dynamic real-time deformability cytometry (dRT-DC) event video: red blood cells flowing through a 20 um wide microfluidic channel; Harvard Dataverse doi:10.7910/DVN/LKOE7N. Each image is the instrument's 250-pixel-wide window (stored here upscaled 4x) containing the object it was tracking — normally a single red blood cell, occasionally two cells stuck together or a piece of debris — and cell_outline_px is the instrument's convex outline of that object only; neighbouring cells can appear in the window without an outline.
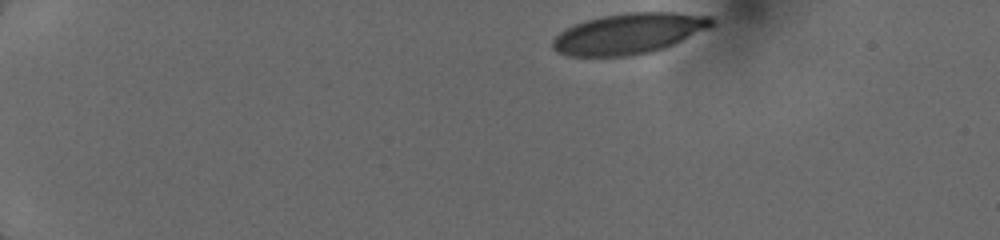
{"species": "human", "species_latin": "Homo sapiens", "temperature_condition": "cold", "stored_images_in_passage": 37, "camera_frame_rate_fps": 3000, "um_per_image_px": 0.085, "donor": {"sex": "female"}, "frame": {"image": 1, "passage_image": 1, "time_ms": 0.0, "image_size_px": [1000, 240], "cell_outline_px": [[716, 24], [708, 28], [664, 48], [652, 52], [628, 56], [568, 56], [556, 52], [552, 48], [552, 40], [564, 28], [584, 20], [600, 16], [624, 12], [676, 12], [712, 16], [716, 20]], "centroid_in_image_um": [53.44, 2.84], "position_along_channel_um": 31.6, "area_um2": 38.09}}
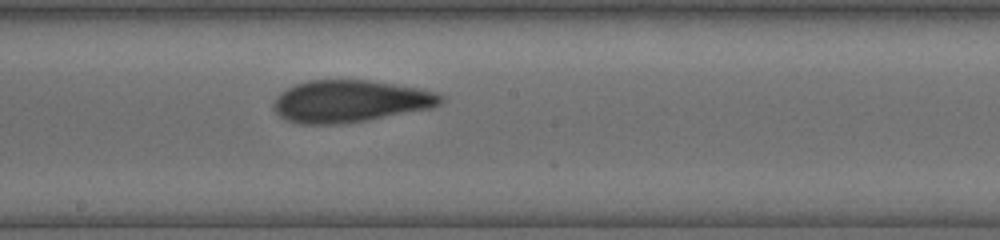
{"frame": {"image": 2, "passage_image": 19, "time_ms": 7.0, "image_size_px": [1000, 240], "cell_outline_px": [[444, 100], [440, 104], [432, 108], [368, 120], [340, 124], [300, 124], [288, 120], [280, 116], [272, 108], [272, 100], [280, 92], [296, 84], [308, 80], [368, 80], [424, 88], [440, 92], [444, 96]], "centroid_in_image_um": [29.8, 8.6], "position_along_channel_um": 218.4, "area_um2": 41.56}}
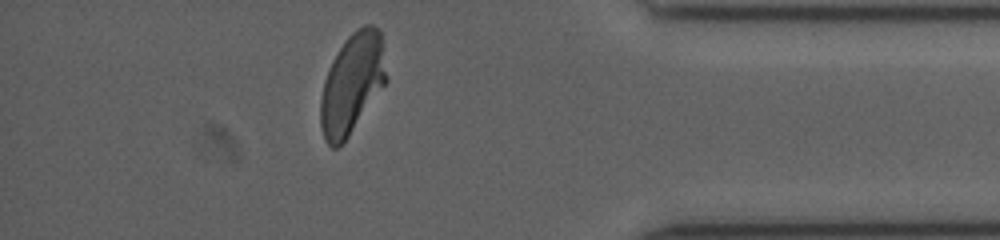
{"frame": {"image": 3, "passage_image": 32, "time_ms": 12.0, "image_size_px": [1000, 240], "cell_outline_px": [[388, 80], [348, 136], [336, 148], [332, 148], [324, 140], [320, 124], [320, 100], [324, 80], [332, 60], [348, 36], [356, 28], [364, 24], [372, 24], [380, 32]], "centroid_in_image_um": [29.92, 7.1], "position_along_channel_um": 405.3, "area_um2": 38.15}}